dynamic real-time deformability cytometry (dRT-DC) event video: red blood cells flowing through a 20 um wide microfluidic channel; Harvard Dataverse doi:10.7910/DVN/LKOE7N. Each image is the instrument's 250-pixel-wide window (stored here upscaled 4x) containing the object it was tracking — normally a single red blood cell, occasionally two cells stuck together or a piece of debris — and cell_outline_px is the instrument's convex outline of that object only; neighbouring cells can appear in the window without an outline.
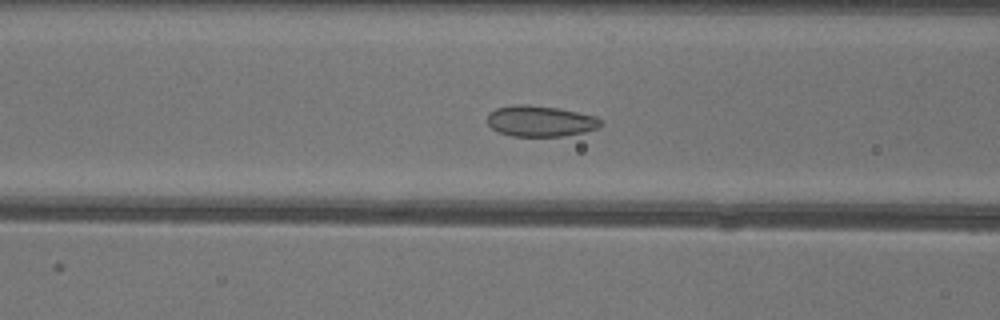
{"species": "common noctule bat (a hibernating species)", "species_latin": "Nyctalus noctula", "temperature_condition": "warm", "stored_images_in_passage": 51, "camera_frame_rate_fps": 3000, "um_per_image_px": 0.085, "animal": {"sex": "female"}, "frame": {"image": 1, "passage_image": 20, "time_ms": 6.333, "image_size_px": [1000, 320], "cell_outline_px": [[604, 124], [596, 128], [584, 132], [564, 136], [512, 136], [500, 132], [492, 128], [488, 124], [488, 112], [496, 108], [516, 104], [524, 104], [560, 108], [596, 116]], "centroid_in_image_um": [45.93, 10.28], "position_along_channel_um": 120.7, "area_um2": 20.46}}
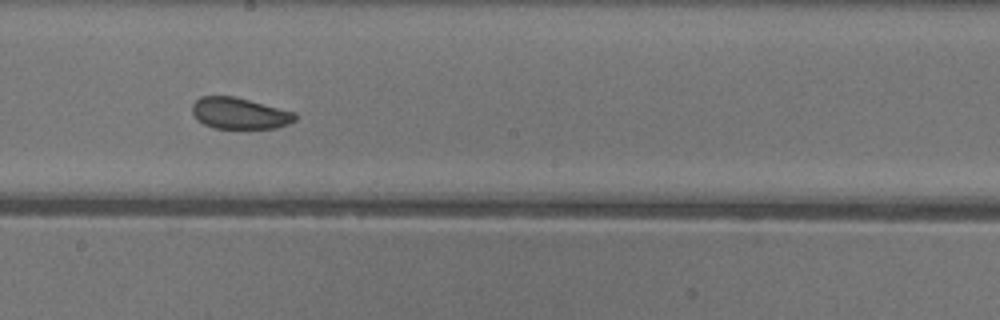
{"frame": {"image": 2, "passage_image": 28, "time_ms": 9.0, "image_size_px": [1000, 320], "cell_outline_px": [[300, 116], [296, 120], [288, 124], [276, 128], [212, 128], [196, 120], [192, 112], [192, 104], [200, 96], [236, 96], [296, 112]], "centroid_in_image_um": [20.38, 9.63], "position_along_channel_um": 227.8, "area_um2": 19.13}}
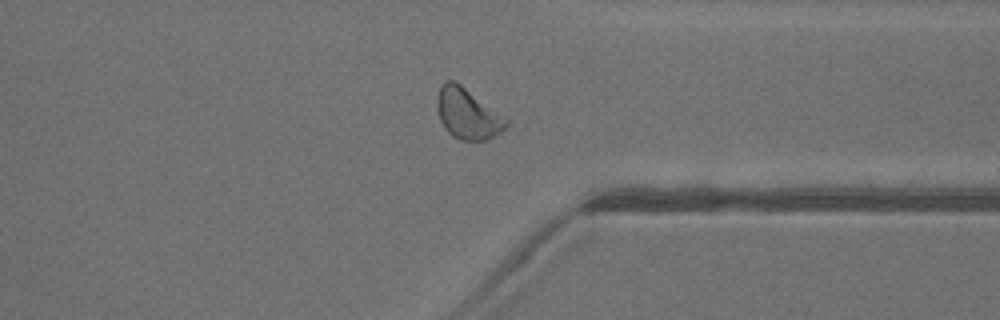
{"frame": {"image": 3, "passage_image": 39, "time_ms": 12.667, "image_size_px": [1000, 320], "cell_outline_px": [[512, 120], [500, 132], [488, 140], [460, 140], [452, 136], [444, 128], [440, 120], [436, 108], [436, 96], [444, 80], [456, 80], [508, 116]], "centroid_in_image_um": [39.78, 9.63], "position_along_channel_um": 371.6, "area_um2": 21.27}, "authors_computed_cell_mechanics": {"area_um2": 21.386, "velocity_mm_per_s": 4.0118, "shape_relaxation_time_tau1_ms": 5.8365, "shape_relaxation_time_tau2_ms": 1.3459, "deformation_change_tau1": 0.1067, "deformation_change_tau2": 0.058}}